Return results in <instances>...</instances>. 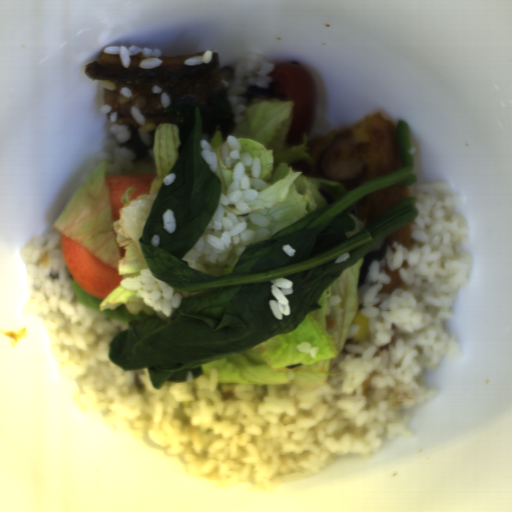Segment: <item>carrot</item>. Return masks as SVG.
I'll list each match as a JSON object with an SVG mask.
<instances>
[{
	"instance_id": "b8716197",
	"label": "carrot",
	"mask_w": 512,
	"mask_h": 512,
	"mask_svg": "<svg viewBox=\"0 0 512 512\" xmlns=\"http://www.w3.org/2000/svg\"><path fill=\"white\" fill-rule=\"evenodd\" d=\"M60 248L71 276L87 294L104 300L120 285L118 270L103 264L86 247L61 234Z\"/></svg>"
},
{
	"instance_id": "cead05ca",
	"label": "carrot",
	"mask_w": 512,
	"mask_h": 512,
	"mask_svg": "<svg viewBox=\"0 0 512 512\" xmlns=\"http://www.w3.org/2000/svg\"><path fill=\"white\" fill-rule=\"evenodd\" d=\"M160 173L139 172L134 174H107L104 179L108 186V196L111 204L112 222L121 219L120 211L125 207L121 198L129 189L135 187L129 201L137 199L140 195H150L151 186Z\"/></svg>"
}]
</instances>
